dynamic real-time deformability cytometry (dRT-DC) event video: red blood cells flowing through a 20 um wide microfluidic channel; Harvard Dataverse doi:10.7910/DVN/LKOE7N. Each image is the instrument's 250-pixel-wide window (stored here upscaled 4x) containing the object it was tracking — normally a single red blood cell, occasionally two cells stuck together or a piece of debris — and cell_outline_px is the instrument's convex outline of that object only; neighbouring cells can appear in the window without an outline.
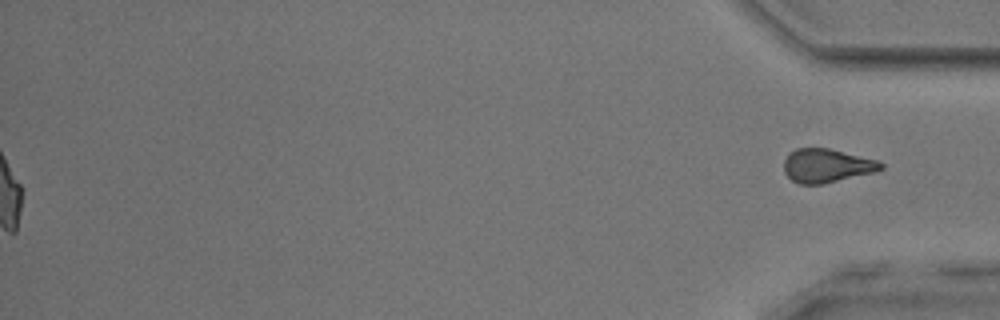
{"species": "common noctule bat (a hibernating species)", "species_latin": "Nyctalus noctula", "temperature_condition": "room temperature", "stored_images_in_passage": 47, "segment_of_instrument_passage": [2, 2], "camera_frame_rate_fps": 3000, "um_per_image_px": 0.085, "animal": {"sex": "male", "body_mass_g": 17.9, "forearm_length_mm": 54.2}, "frame": {"image": 1, "passage_image": 47, "time_ms": 15.333, "image_size_px": [1000, 320], "cell_outline_px": [[884, 168], [872, 172], [824, 184], [800, 184], [792, 180], [784, 172], [784, 160], [788, 152], [796, 148], [828, 148], [876, 160], [884, 164]], "centroid_in_image_um": [70.22, 14.08], "position_along_channel_um": 365.0, "area_um2": 18.9}}